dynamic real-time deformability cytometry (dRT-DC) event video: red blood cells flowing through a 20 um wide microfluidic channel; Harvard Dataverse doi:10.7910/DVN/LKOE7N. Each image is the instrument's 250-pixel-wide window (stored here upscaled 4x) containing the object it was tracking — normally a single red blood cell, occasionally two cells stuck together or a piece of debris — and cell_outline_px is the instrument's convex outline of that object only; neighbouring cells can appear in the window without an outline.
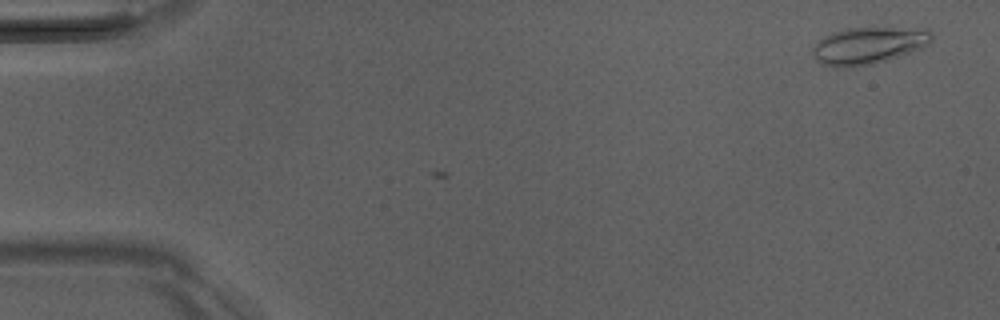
{"species": "Egyptian fruit bat (a non-hibernating species)", "species_latin": "Rousettus aegyptiacus", "temperature_condition": "room temperature", "stored_images_in_passage": 3, "camera_frame_rate_fps": 3000, "um_per_image_px": 0.085, "animal": {"sex": "male"}, "frame": {"image": 1, "passage_image": 3, "time_ms": 0.667, "image_size_px": [1000, 320], "cell_outline_px": [[932, 40], [928, 44], [920, 48], [884, 60], [868, 64], [844, 68], [836, 68], [824, 64], [816, 60], [812, 52], [812, 48], [824, 36], [832, 32], [848, 28], [928, 28], [932, 32]], "centroid_in_image_um": [73.8, 3.85], "position_along_channel_um": 11.2, "area_um2": 25.26}}